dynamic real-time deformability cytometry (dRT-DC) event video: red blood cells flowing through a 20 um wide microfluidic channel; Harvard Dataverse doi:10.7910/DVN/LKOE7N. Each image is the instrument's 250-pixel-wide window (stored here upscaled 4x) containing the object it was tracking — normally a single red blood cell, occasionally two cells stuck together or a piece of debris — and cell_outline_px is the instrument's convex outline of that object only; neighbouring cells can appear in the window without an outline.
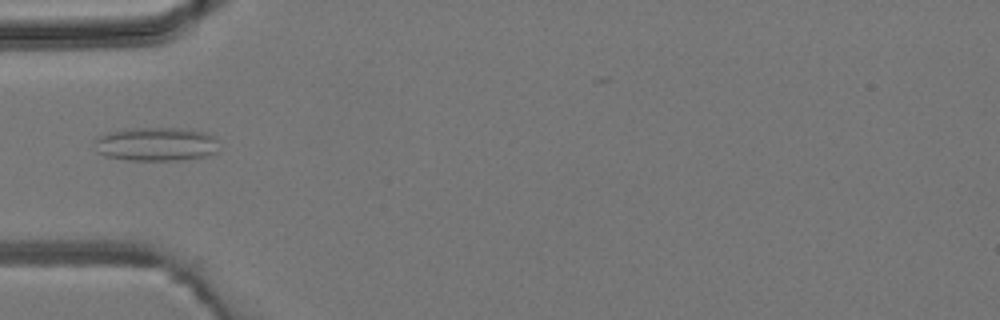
{"species": "common noctule bat (a hibernating species)", "species_latin": "Nyctalus noctula", "temperature_condition": "room temperature", "stored_images_in_passage": 2, "camera_frame_rate_fps": 3000, "um_per_image_px": 0.085, "animal": {"sex": "male", "body_mass_g": 19.2, "forearm_length_mm": 51.8}, "frame": {"image": 1, "passage_image": 1, "time_ms": 0.0, "image_size_px": [1000, 320], "cell_outline_px": [[216, 152], [204, 156], [180, 160], [128, 160], [104, 156], [96, 152], [92, 144], [96, 136], [108, 132], [124, 128], [180, 128], [204, 132], [216, 136]], "centroid_in_image_um": [13.17, 12.24], "position_along_channel_um": 71.8, "area_um2": 24.8}}